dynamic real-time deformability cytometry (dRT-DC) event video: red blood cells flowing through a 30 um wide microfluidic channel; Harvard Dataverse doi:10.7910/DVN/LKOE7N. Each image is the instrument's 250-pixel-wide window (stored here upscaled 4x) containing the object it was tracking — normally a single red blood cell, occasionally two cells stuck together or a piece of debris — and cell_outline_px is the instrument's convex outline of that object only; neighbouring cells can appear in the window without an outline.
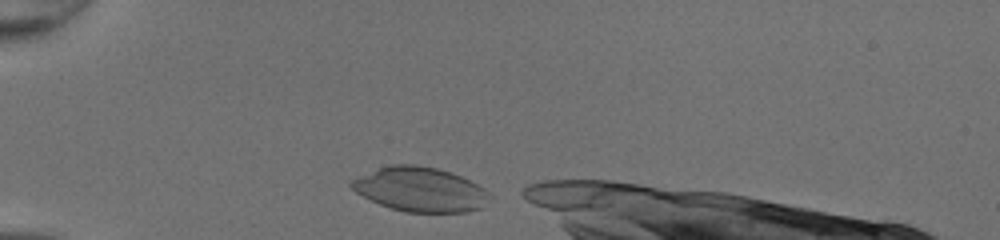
{"species": "common noctule bat (a hibernating species)", "species_latin": "Nyctalus noctula", "temperature_condition": "room temperature", "stored_images_in_passage": 28, "camera_frame_rate_fps": 3000, "um_per_image_px": 0.085, "animal": {"sex": "female", "body_mass_g": 20.0, "forearm_length_mm": 54.0}, "frame": {"image": 1, "passage_image": 1, "time_ms": 0.0, "image_size_px": [1000, 240], "cell_outline_px": [[492, 196], [484, 208], [464, 212], [404, 212], [380, 204], [356, 192], [348, 184], [352, 180], [360, 176], [380, 168], [392, 164], [416, 164], [436, 168], [452, 172], [484, 188]], "centroid_in_image_um": [35.77, 16.11], "position_along_channel_um": 49.2, "area_um2": 35.6}}
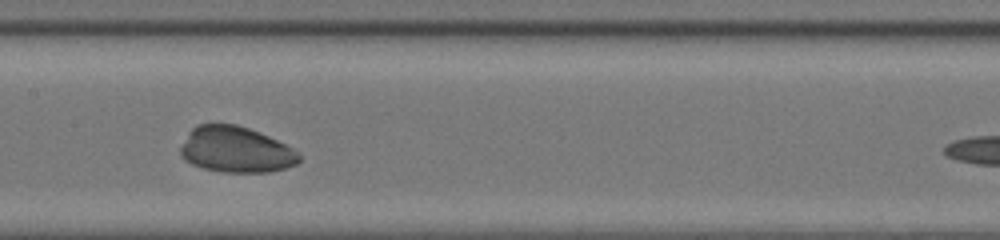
{"frame": {"image": 2, "passage_image": 13, "time_ms": 4.0, "image_size_px": [1000, 240], "cell_outline_px": [[300, 160], [296, 164], [288, 168], [268, 172], [224, 172], [204, 168], [192, 164], [184, 160], [180, 156], [180, 148], [188, 132], [196, 124], [236, 124], [260, 132], [292, 148], [300, 156]], "centroid_in_image_um": [20.02, 12.72], "position_along_channel_um": 187.4, "area_um2": 31.73}}
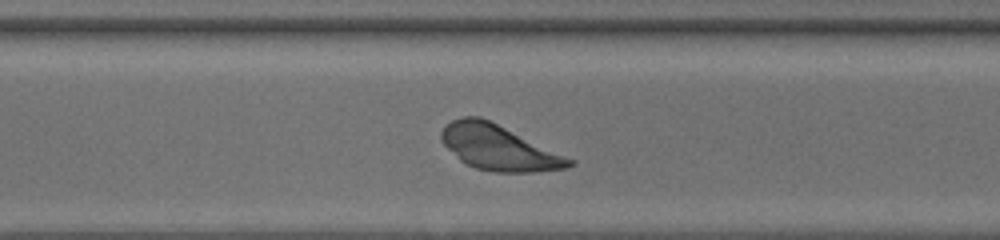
{"frame": {"image": 3, "passage_image": 23, "time_ms": 7.333, "image_size_px": [1000, 240], "cell_outline_px": [[576, 164], [568, 168], [536, 172], [496, 172], [476, 168], [460, 160], [440, 140], [440, 132], [452, 120], [464, 116], [480, 116], [576, 160]], "centroid_in_image_um": [42.43, 12.56], "position_along_channel_um": 328.2, "area_um2": 33.52}}